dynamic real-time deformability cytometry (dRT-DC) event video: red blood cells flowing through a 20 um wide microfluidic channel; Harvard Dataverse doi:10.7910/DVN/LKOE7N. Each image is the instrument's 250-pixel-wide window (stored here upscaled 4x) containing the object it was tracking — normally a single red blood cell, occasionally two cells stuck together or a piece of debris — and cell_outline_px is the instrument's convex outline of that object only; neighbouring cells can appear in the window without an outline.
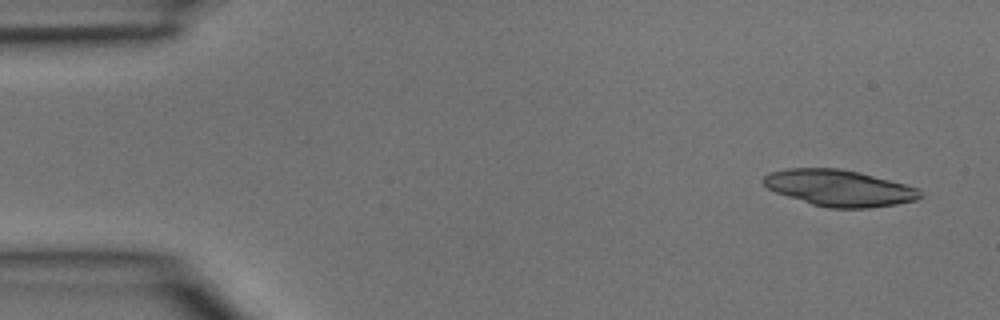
{"species": "common noctule bat (a hibernating species)", "species_latin": "Nyctalus noctula", "temperature_condition": "room temperature", "stored_images_in_passage": 4, "camera_frame_rate_fps": 3000, "um_per_image_px": 0.085, "animal": {"sex": "male", "body_mass_g": 15.6}, "frame": {"image": 1, "passage_image": 1, "time_ms": 0.0, "image_size_px": [1000, 320], "cell_outline_px": [[920, 196], [916, 200], [896, 204], [868, 208], [828, 208], [812, 204], [776, 192], [768, 188], [760, 180], [764, 176], [772, 172], [784, 168], [840, 168], [860, 172], [920, 188]], "centroid_in_image_um": [71.33, 15.97], "position_along_channel_um": 13.7, "area_um2": 33.12}}